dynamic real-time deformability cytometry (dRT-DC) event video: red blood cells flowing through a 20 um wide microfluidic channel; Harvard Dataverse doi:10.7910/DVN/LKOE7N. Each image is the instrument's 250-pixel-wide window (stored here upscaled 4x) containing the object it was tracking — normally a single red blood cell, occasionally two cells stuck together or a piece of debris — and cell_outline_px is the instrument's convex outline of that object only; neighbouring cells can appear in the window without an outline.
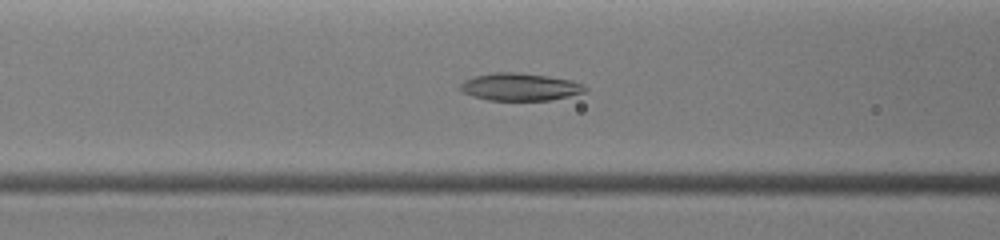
{"species": "common noctule bat (a hibernating species)", "species_latin": "Nyctalus noctula", "temperature_condition": "warm", "stored_images_in_passage": 24, "camera_frame_rate_fps": 3000, "um_per_image_px": 0.085, "animal": {"sex": "female", "body_mass_g": 19.0, "forearm_length_mm": 51.5}, "frame": {"image": 1, "passage_image": 9, "time_ms": 3.333, "image_size_px": [1000, 240], "cell_outline_px": [[588, 88], [584, 92], [552, 100], [488, 100], [472, 96], [464, 92], [460, 88], [460, 84], [464, 80], [476, 76], [492, 72], [520, 72], [548, 76], [572, 80], [584, 84]], "centroid_in_image_um": [44.22, 7.38], "position_along_channel_um": 122.4, "area_um2": 20.06}}
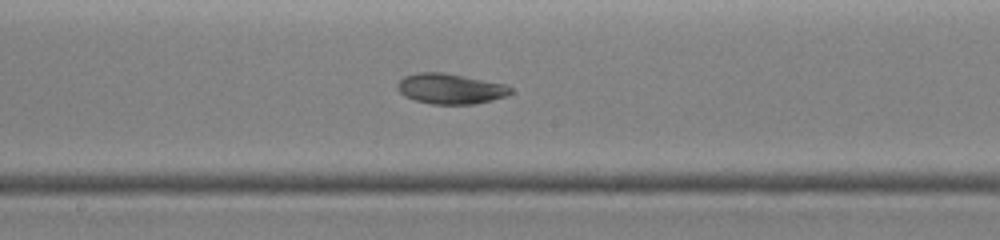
{"frame": {"image": 2, "passage_image": 13, "time_ms": 5.0, "image_size_px": [1000, 240], "cell_outline_px": [[512, 92], [504, 96], [492, 100], [472, 104], [432, 104], [416, 100], [404, 96], [396, 88], [396, 84], [404, 76], [416, 72], [444, 72], [508, 84], [512, 88]], "centroid_in_image_um": [38.27, 7.53], "position_along_channel_um": 209.9, "area_um2": 20.17}}
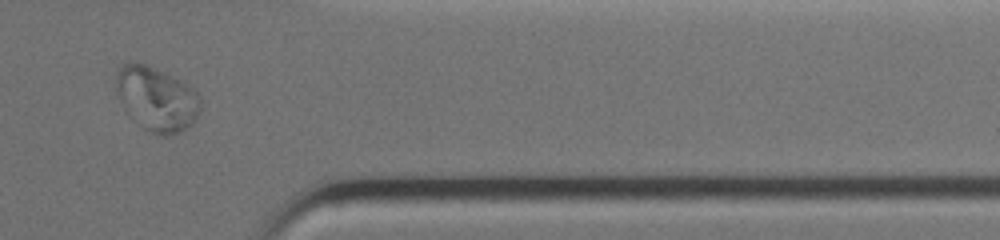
{"frame": {"image": 3, "passage_image": 22, "time_ms": 8.667, "image_size_px": [1000, 240], "cell_outline_px": [[200, 112], [192, 124], [180, 132], [164, 136], [160, 136], [144, 128], [124, 112], [116, 88], [116, 72], [120, 64], [132, 60], [136, 60], [164, 72], [196, 88], [200, 96]], "centroid_in_image_um": [13.3, 8.37], "position_along_channel_um": 398.1, "area_um2": 32.14}}